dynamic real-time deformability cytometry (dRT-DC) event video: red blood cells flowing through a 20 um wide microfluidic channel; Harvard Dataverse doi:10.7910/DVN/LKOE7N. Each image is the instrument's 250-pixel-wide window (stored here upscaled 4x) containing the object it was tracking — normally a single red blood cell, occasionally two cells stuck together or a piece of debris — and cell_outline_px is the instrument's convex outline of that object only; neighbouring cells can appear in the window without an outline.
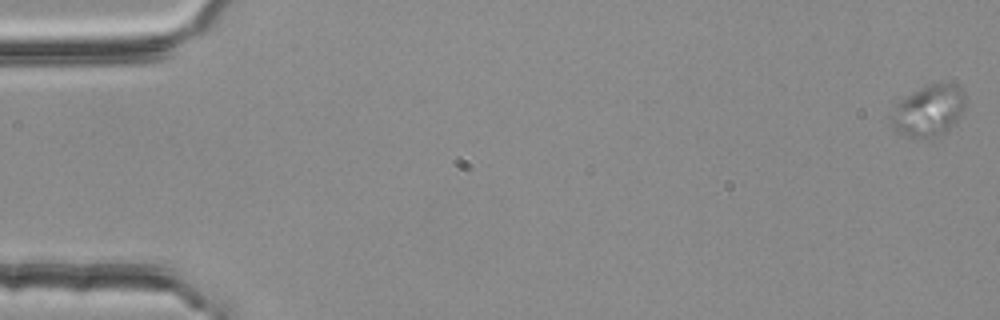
{"species": "common noctule bat (a hibernating species)", "species_latin": "Nyctalus noctula", "temperature_condition": "room temperature", "stored_images_in_passage": 56, "camera_frame_rate_fps": 3000, "um_per_image_px": 0.085, "animal": {"sex": "female", "body_mass_g": 25.1}, "frame": {"image": 1, "passage_image": 1, "time_ms": 0.0, "image_size_px": [1000, 320], "cell_outline_px": [[964, 112], [944, 132], [936, 136], [916, 140], [900, 132], [892, 124], [888, 116], [896, 104], [904, 96], [928, 84], [940, 80], [956, 84], [964, 92]], "centroid_in_image_um": [78.92, 9.37], "position_along_channel_um": 6.1, "area_um2": 22.48}}
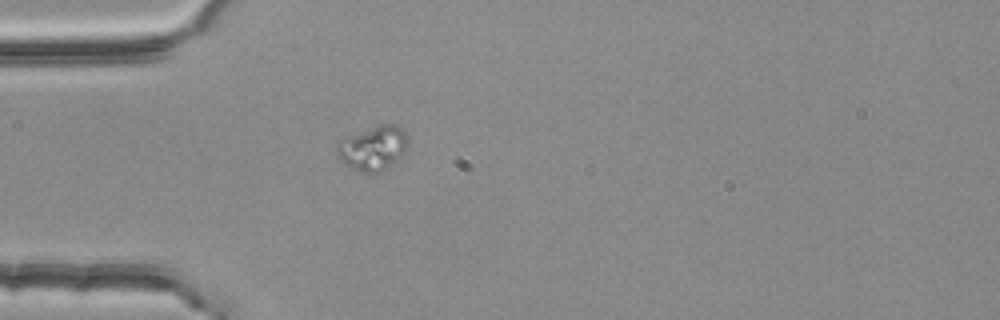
{"frame": {"image": 2, "passage_image": 17, "time_ms": 5.333, "image_size_px": [1000, 320], "cell_outline_px": [[408, 144], [400, 156], [392, 164], [376, 172], [364, 172], [352, 168], [344, 164], [336, 156], [336, 144], [340, 140], [348, 136], [380, 124], [400, 124], [404, 128], [408, 136]], "centroid_in_image_um": [31.7, 12.55], "position_along_channel_um": 53.3, "area_um2": 18.32}}